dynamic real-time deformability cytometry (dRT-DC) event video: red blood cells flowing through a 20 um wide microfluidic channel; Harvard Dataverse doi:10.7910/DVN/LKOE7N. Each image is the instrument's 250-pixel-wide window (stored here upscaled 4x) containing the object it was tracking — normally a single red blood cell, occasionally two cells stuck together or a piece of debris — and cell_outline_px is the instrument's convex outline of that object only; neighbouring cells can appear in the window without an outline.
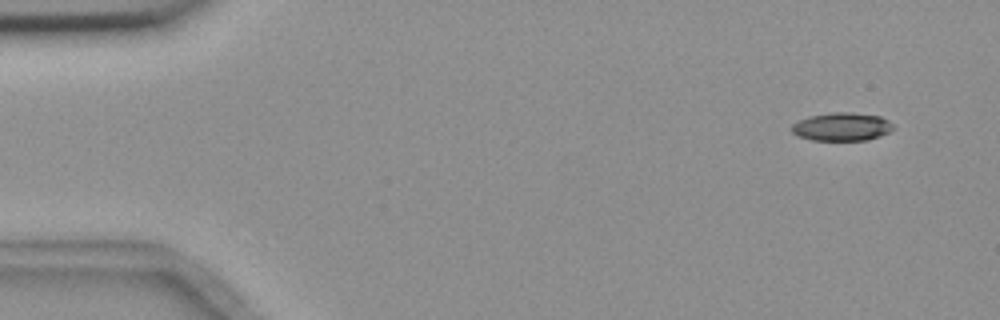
{"species": "common noctule bat (a hibernating species)", "species_latin": "Nyctalus noctula", "temperature_condition": "room temperature", "stored_images_in_passage": 3, "camera_frame_rate_fps": 3000, "um_per_image_px": 0.085, "animal": {"sex": "female", "body_mass_g": 18.4}, "frame": {"image": 1, "passage_image": 1, "time_ms": 0.0, "image_size_px": [1000, 320], "cell_outline_px": [[892, 128], [888, 132], [880, 136], [868, 140], [812, 140], [796, 136], [792, 132], [792, 124], [808, 116], [832, 112], [852, 112], [880, 116], [888, 120], [892, 124]], "centroid_in_image_um": [71.53, 10.77], "position_along_channel_um": 13.5, "area_um2": 16.7}}